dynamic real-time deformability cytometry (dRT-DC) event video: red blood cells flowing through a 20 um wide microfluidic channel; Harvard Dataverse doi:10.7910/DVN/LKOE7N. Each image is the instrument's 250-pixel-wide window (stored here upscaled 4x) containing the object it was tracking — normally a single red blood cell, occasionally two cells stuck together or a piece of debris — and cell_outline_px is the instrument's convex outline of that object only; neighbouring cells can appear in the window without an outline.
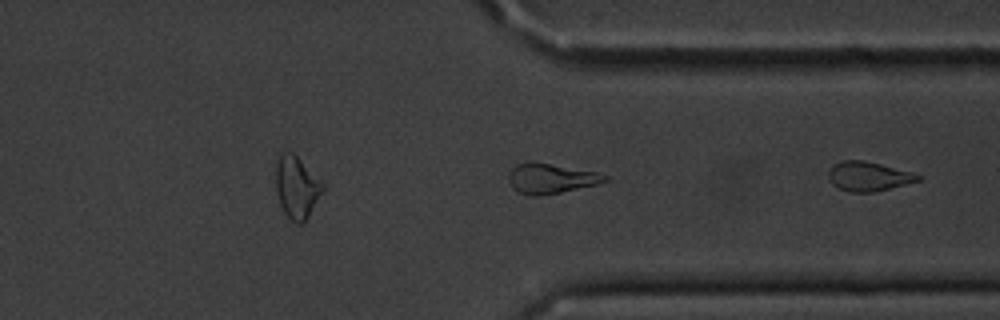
{"species": "common noctule bat (a hibernating species)", "species_latin": "Nyctalus noctula", "temperature_condition": "cold", "stored_images_in_passage": 26, "camera_frame_rate_fps": 3000, "um_per_image_px": 0.085, "animal": {"sex": "male", "body_mass_g": 20.1, "forearm_length_mm": 53.5}, "frame": {"image": 1, "passage_image": 26, "time_ms": 8.333, "image_size_px": [1000, 320], "cell_outline_px": [[920, 180], [872, 192], [848, 192], [832, 184], [828, 180], [828, 168], [832, 164], [844, 160], [864, 160], [912, 172], [920, 176]], "centroid_in_image_um": [73.74, 14.98], "position_along_channel_um": 337.7, "area_um2": 15.2}}